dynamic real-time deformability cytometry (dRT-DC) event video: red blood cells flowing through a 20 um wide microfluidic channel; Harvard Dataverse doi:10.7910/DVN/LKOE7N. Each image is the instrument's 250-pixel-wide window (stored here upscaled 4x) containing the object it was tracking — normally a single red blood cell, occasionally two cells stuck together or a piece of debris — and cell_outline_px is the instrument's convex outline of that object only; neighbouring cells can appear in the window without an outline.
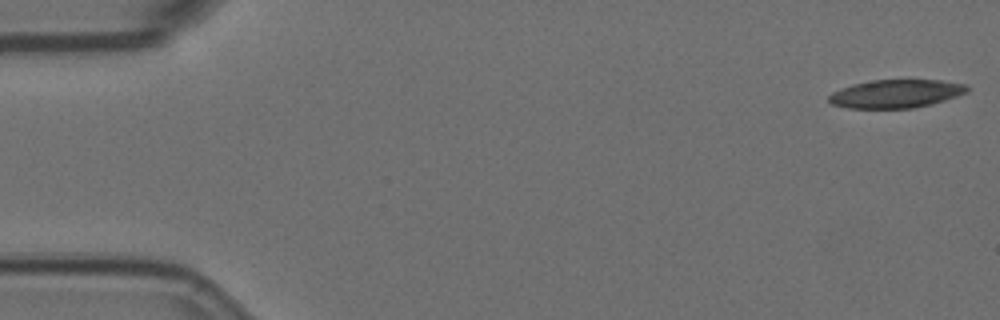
{"species": "Egyptian fruit bat (a non-hibernating species)", "species_latin": "Rousettus aegyptiacus", "temperature_condition": "room temperature", "stored_images_in_passage": 6, "camera_frame_rate_fps": 3000, "um_per_image_px": 0.085, "animal": {"sex": "female"}, "frame": {"image": 1, "passage_image": 1, "time_ms": 0.0, "image_size_px": [1000, 320], "cell_outline_px": [[968, 92], [932, 104], [912, 108], [848, 108], [832, 104], [828, 100], [828, 96], [832, 92], [840, 88], [852, 84], [872, 80], [940, 80], [964, 84], [968, 88]], "centroid_in_image_um": [76.12, 7.96], "position_along_channel_um": 8.9, "area_um2": 22.72}}
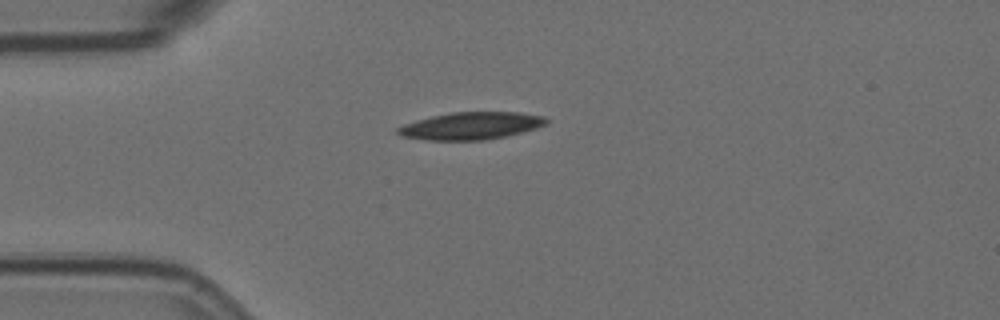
{"frame": {"image": 2, "passage_image": 5, "time_ms": 1.333, "image_size_px": [1000, 320], "cell_outline_px": [[548, 124], [536, 128], [504, 136], [484, 140], [424, 140], [400, 136], [396, 132], [396, 128], [404, 124], [416, 120], [432, 116], [452, 112], [520, 112], [544, 116], [548, 120]], "centroid_in_image_um": [40.01, 10.69], "position_along_channel_um": 45.0, "area_um2": 23.7}}